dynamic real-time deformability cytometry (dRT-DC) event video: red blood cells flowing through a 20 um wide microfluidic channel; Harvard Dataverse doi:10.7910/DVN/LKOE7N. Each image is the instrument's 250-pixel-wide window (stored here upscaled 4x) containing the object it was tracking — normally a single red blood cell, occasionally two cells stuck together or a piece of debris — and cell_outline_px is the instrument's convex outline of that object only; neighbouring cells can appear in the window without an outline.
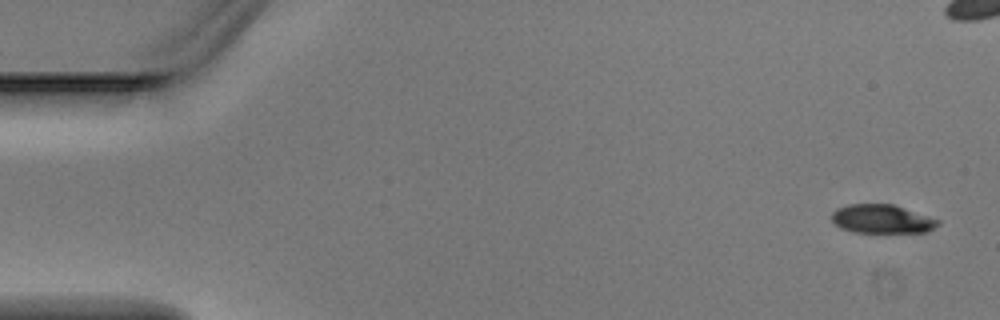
{"species": "Egyptian fruit bat (a non-hibernating species)", "species_latin": "Rousettus aegyptiacus", "temperature_condition": "warm", "stored_images_in_passage": 4, "camera_frame_rate_fps": 3000, "um_per_image_px": 0.085, "animal": {"sex": "male"}, "frame": {"image": 1, "passage_image": 1, "time_ms": 0.0, "image_size_px": [1000, 320], "cell_outline_px": [[940, 224], [928, 232], [852, 232], [840, 228], [832, 220], [832, 212], [836, 208], [848, 204], [892, 204], [940, 220]], "centroid_in_image_um": [74.95, 18.61], "position_along_channel_um": 10.0, "area_um2": 17.74}}